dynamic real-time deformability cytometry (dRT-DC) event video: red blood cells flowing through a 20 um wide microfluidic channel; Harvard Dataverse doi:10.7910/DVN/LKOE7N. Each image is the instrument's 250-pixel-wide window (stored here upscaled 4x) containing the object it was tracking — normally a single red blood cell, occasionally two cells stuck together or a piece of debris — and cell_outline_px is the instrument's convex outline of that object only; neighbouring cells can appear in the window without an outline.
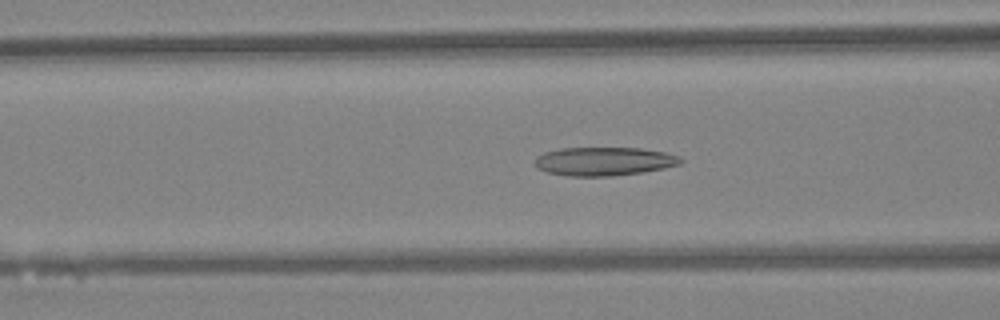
{"species": "Egyptian fruit bat (a non-hibernating species)", "species_latin": "Rousettus aegyptiacus", "temperature_condition": "warm", "stored_images_in_passage": 32, "camera_frame_rate_fps": 3000, "um_per_image_px": 0.085, "animal": {"sex": "female"}, "frame": {"image": 1, "passage_image": 5, "time_ms": 1.333, "image_size_px": [1000, 320], "cell_outline_px": [[684, 160], [680, 164], [664, 168], [644, 172], [612, 176], [572, 176], [548, 172], [536, 168], [536, 156], [544, 152], [560, 148], [640, 148], [664, 152], [680, 156]], "centroid_in_image_um": [51.36, 13.71], "position_along_channel_um": 115.2, "area_um2": 24.28}}
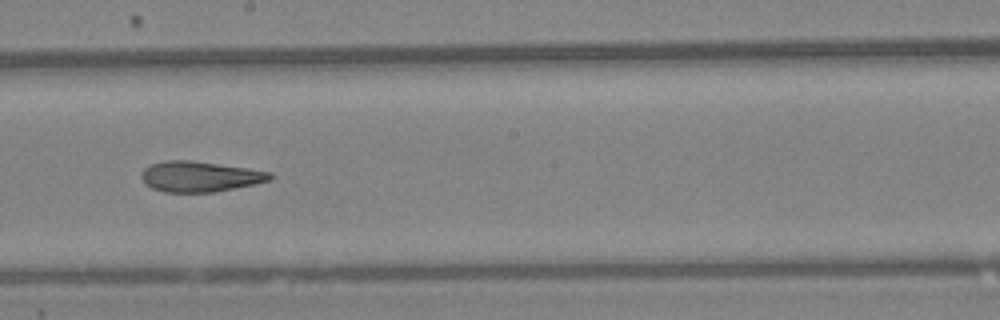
{"frame": {"image": 2, "passage_image": 13, "time_ms": 4.0, "image_size_px": [1000, 320], "cell_outline_px": [[272, 180], [256, 184], [212, 192], [164, 192], [152, 188], [140, 176], [144, 168], [152, 164], [164, 160], [188, 160], [248, 168], [272, 172]], "centroid_in_image_um": [17.01, 15.0], "position_along_channel_um": 231.2, "area_um2": 22.72}}
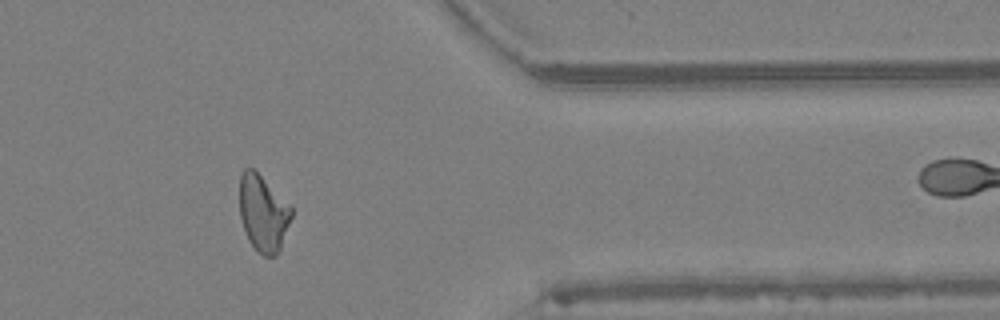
{"frame": {"image": 3, "passage_image": 25, "time_ms": 8.0, "image_size_px": [1000, 320], "cell_outline_px": [[292, 216], [280, 248], [276, 256], [264, 256], [248, 240], [240, 216], [240, 176], [244, 168], [252, 168], [292, 208]], "centroid_in_image_um": [22.35, 18.14], "position_along_channel_um": 389.0, "area_um2": 22.43}, "authors_computed_cell_mechanics": {"area_um2": 22.9755, "velocity_mm_per_s": 4.3689, "shape_relaxation_time_tau1_ms": null, "shape_relaxation_time_tau2_ms": 3.9373, "deformation_change_tau1": null, "deformation_change_tau2": 0.1508}}